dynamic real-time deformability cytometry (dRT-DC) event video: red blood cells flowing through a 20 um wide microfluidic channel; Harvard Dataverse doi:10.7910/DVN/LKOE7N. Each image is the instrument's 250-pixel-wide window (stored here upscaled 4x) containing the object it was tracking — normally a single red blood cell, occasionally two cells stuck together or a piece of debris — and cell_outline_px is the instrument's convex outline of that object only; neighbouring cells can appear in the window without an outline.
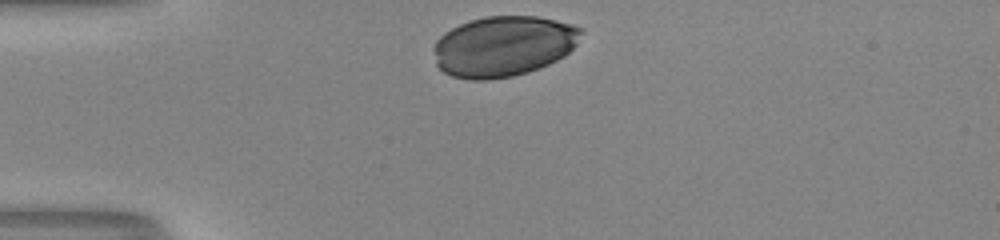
{"species": "human", "species_latin": "Homo sapiens", "temperature_condition": "room temperature", "stored_images_in_passage": 29, "camera_frame_rate_fps": 3000, "um_per_image_px": 0.085, "donor": {"sex": "male"}, "frame": {"image": 1, "passage_image": 1, "time_ms": 0.0, "image_size_px": [1000, 240], "cell_outline_px": [[580, 32], [576, 44], [564, 56], [548, 64], [528, 72], [512, 76], [488, 80], [468, 80], [452, 76], [444, 72], [436, 64], [432, 48], [436, 40], [444, 32], [468, 20], [484, 16], [536, 16], [556, 20], [572, 24], [580, 28]], "centroid_in_image_um": [42.73, 3.93], "position_along_channel_um": 42.3, "area_um2": 52.08}}
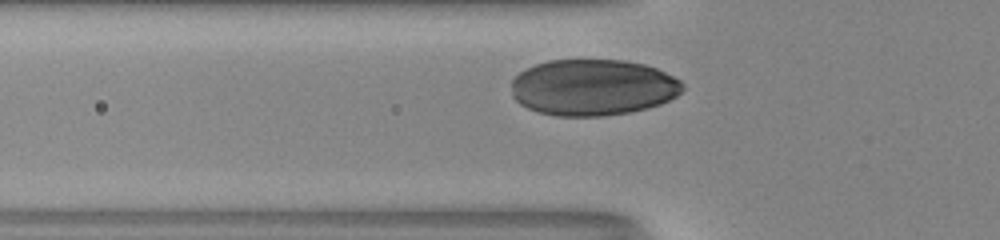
{"frame": {"image": 2, "passage_image": 6, "time_ms": 1.667, "image_size_px": [1000, 240], "cell_outline_px": [[684, 88], [676, 96], [660, 104], [628, 112], [600, 116], [556, 116], [540, 112], [528, 108], [520, 104], [512, 96], [512, 80], [524, 68], [548, 60], [624, 60], [644, 64], [656, 68], [680, 80], [684, 84]], "centroid_in_image_um": [50.37, 7.42], "position_along_channel_um": 75.4, "area_um2": 56.07}}